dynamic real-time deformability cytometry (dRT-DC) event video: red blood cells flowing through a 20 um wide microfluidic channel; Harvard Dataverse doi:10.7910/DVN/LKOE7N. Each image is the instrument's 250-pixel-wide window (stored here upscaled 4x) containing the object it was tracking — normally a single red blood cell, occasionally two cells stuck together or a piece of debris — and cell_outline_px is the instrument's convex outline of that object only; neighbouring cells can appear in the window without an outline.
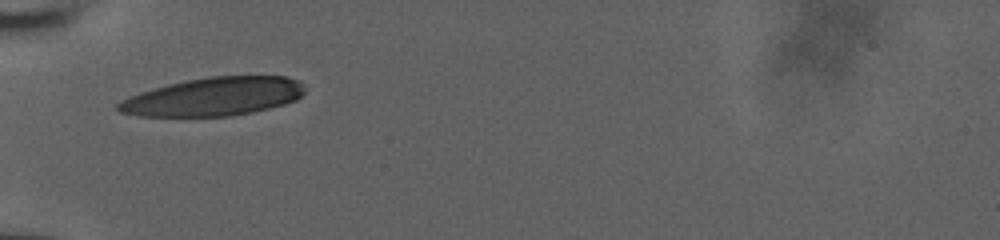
{"species": "human", "species_latin": "Homo sapiens", "temperature_condition": "room temperature", "stored_images_in_passage": 27, "camera_frame_rate_fps": 3000, "um_per_image_px": 0.085, "donor": {"sex": "male"}, "frame": {"image": 1, "passage_image": 1, "time_ms": 0.0, "image_size_px": [1000, 240], "cell_outline_px": [[304, 92], [296, 100], [284, 104], [252, 112], [232, 116], [140, 116], [120, 112], [116, 108], [116, 104], [120, 100], [128, 96], [152, 88], [184, 80], [208, 76], [288, 76], [300, 80], [304, 88]], "centroid_in_image_um": [18.14, 8.2], "position_along_channel_um": 66.9, "area_um2": 41.96}}
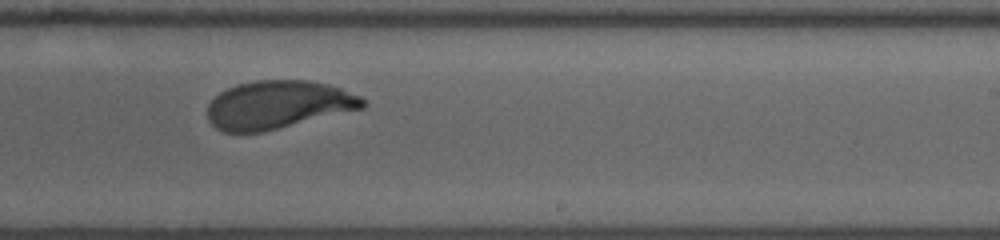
{"frame": {"image": 2, "passage_image": 16, "time_ms": 5.333, "image_size_px": [1000, 240], "cell_outline_px": [[368, 104], [364, 108], [260, 132], [224, 132], [216, 128], [208, 120], [208, 104], [220, 92], [228, 88], [240, 84], [256, 80], [308, 80], [328, 84], [340, 88], [360, 96]], "centroid_in_image_um": [23.64, 8.9], "position_along_channel_um": 265.4, "area_um2": 43.18}}
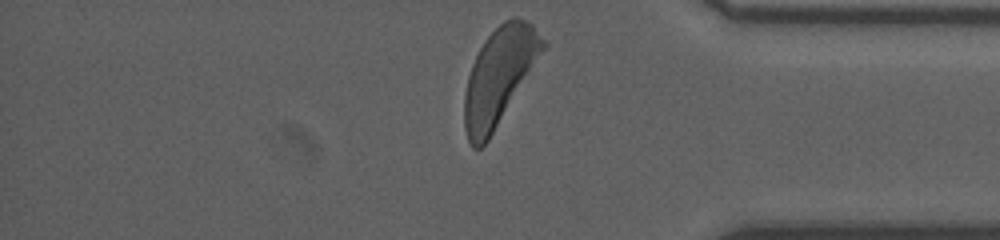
{"frame": {"image": 3, "passage_image": 27, "time_ms": 9.0, "image_size_px": [1000, 240], "cell_outline_px": [[548, 44], [488, 140], [480, 148], [472, 148], [468, 140], [464, 128], [464, 96], [468, 76], [472, 64], [484, 40], [504, 20], [512, 16], [516, 16], [532, 24]], "centroid_in_image_um": [42.42, 6.46], "position_along_channel_um": 392.8, "area_um2": 43.7}, "authors_computed_cell_mechanics": {"area_um2": 44.3326, "velocity_mm_per_s": 3.8161, "shape_relaxation_time_tau1_ms": 2.6908, "shape_relaxation_time_tau2_ms": 0.8681, "deformation_change_tau1": 0.1673, "deformation_change_tau2": 0.0755}}